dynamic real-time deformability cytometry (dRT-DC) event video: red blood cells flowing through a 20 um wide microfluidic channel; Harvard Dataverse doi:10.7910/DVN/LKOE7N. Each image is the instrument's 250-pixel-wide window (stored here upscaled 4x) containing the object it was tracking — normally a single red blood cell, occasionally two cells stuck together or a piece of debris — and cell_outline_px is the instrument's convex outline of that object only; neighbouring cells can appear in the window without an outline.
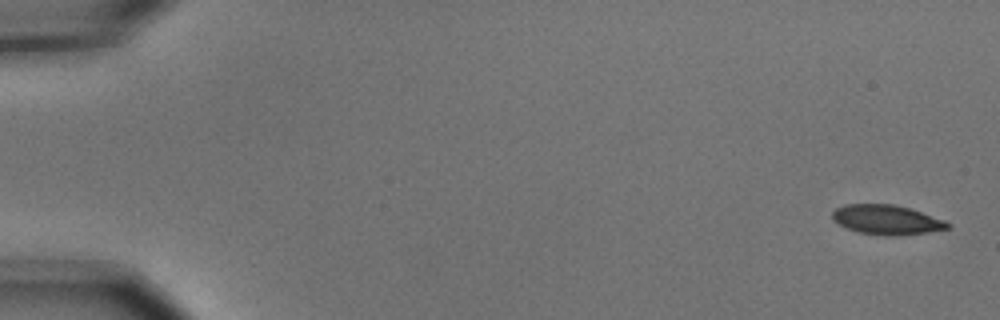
{"species": "common noctule bat (a hibernating species)", "species_latin": "Nyctalus noctula", "temperature_condition": "cold", "stored_images_in_passage": 4, "camera_frame_rate_fps": 3000, "um_per_image_px": 0.085, "animal": {"sex": "male", "body_mass_g": 15.6}, "frame": {"image": 1, "passage_image": 1, "time_ms": 0.0, "image_size_px": [1000, 320], "cell_outline_px": [[952, 224], [948, 228], [928, 232], [892, 236], [888, 236], [860, 232], [848, 228], [832, 220], [832, 212], [836, 208], [844, 204], [892, 204], [908, 208], [944, 220]], "centroid_in_image_um": [75.34, 18.67], "position_along_channel_um": 9.7, "area_um2": 19.59}}